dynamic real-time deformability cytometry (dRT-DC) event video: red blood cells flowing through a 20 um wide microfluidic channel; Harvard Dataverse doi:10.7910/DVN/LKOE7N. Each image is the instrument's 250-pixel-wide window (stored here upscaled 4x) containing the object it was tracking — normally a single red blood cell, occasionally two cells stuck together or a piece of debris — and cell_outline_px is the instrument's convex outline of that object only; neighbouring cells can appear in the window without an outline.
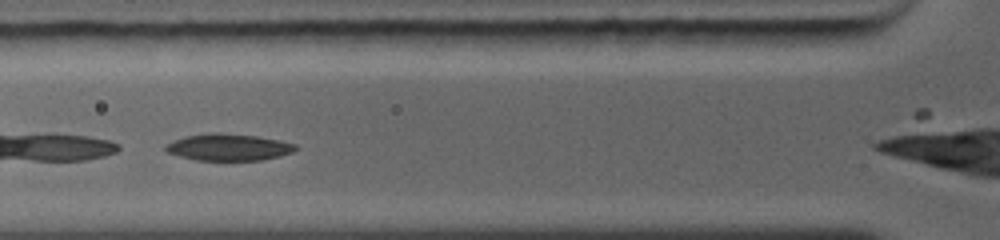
{"species": "common noctule bat (a hibernating species)", "species_latin": "Nyctalus noctula", "temperature_condition": "warm", "stored_images_in_passage": 11, "camera_frame_rate_fps": 5000, "um_per_image_px": 0.085, "animal": {"sex": "female", "body_mass_g": 19.0, "forearm_length_mm": 56.7}, "frame": {"image": 1, "passage_image": 2, "time_ms": 0.8, "image_size_px": [1000, 240], "cell_outline_px": [[296, 148], [292, 152], [280, 156], [260, 160], [196, 160], [180, 156], [168, 152], [164, 148], [164, 144], [172, 140], [184, 136], [212, 132], [220, 132], [256, 136], [280, 140], [296, 144]], "centroid_in_image_um": [19.38, 12.5], "position_along_channel_um": 106.4, "area_um2": 20.35}}
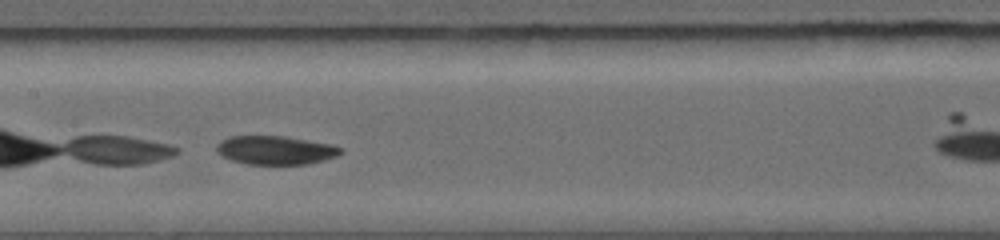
{"frame": {"image": 2, "passage_image": 4, "time_ms": 2.6, "image_size_px": [1000, 240], "cell_outline_px": [[344, 152], [336, 156], [324, 160], [308, 164], [248, 164], [232, 160], [220, 156], [216, 152], [216, 144], [220, 140], [228, 136], [288, 136], [332, 144], [340, 148]], "centroid_in_image_um": [23.39, 12.75], "position_along_channel_um": 184.0, "area_um2": 20.98}}
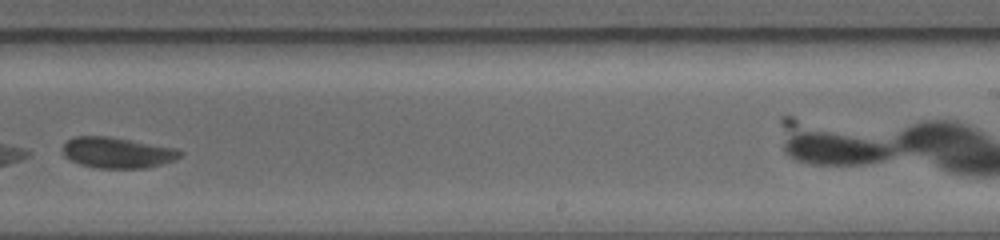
{"frame": {"image": 3, "passage_image": 7, "time_ms": 4.8, "image_size_px": [1000, 240], "cell_outline_px": [[184, 152], [180, 156], [172, 160], [160, 164], [144, 168], [100, 168], [80, 164], [64, 156], [60, 148], [68, 140], [76, 136], [112, 136], [176, 148]], "centroid_in_image_um": [9.94, 12.96], "position_along_channel_um": 279.1, "area_um2": 21.1}}